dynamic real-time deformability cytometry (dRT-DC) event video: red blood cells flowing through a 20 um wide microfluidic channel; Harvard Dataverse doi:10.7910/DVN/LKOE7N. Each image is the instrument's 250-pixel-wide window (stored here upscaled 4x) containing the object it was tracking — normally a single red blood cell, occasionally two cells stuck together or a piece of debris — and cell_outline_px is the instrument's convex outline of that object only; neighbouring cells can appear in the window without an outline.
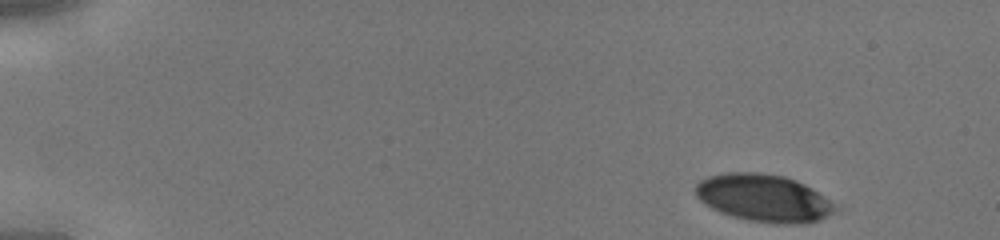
{"species": "human", "species_latin": "Homo sapiens", "temperature_condition": "cold", "stored_images_in_passage": 40, "camera_frame_rate_fps": 3000, "um_per_image_px": 0.085, "donor": {"sex": "male"}, "frame": {"image": 1, "passage_image": 1, "time_ms": 0.0, "image_size_px": [1000, 240], "cell_outline_px": [[832, 212], [820, 220], [804, 224], [772, 224], [748, 220], [732, 216], [720, 212], [704, 204], [696, 196], [696, 184], [700, 180], [708, 176], [728, 172], [760, 172], [784, 176], [796, 180], [812, 188], [824, 196], [832, 204]], "centroid_in_image_um": [64.86, 16.83], "position_along_channel_um": 20.1, "area_um2": 38.49}}
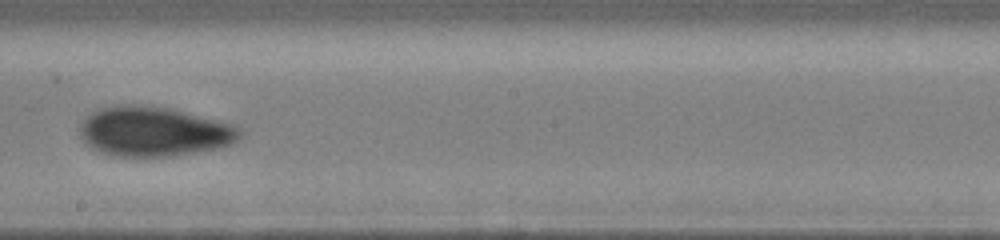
{"frame": {"image": 2, "passage_image": 23, "time_ms": 7.333, "image_size_px": [1000, 240], "cell_outline_px": [[244, 132], [240, 140], [232, 144], [220, 148], [172, 156], [112, 156], [100, 152], [92, 148], [80, 136], [80, 124], [92, 112], [104, 108], [120, 104], [132, 104], [172, 108], [232, 124], [240, 128]], "centroid_in_image_um": [13.13, 11.18], "position_along_channel_um": 235.1, "area_um2": 46.47}}
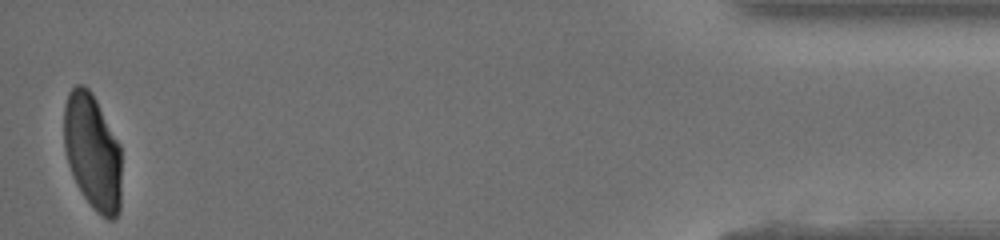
{"frame": {"image": 3, "passage_image": 40, "time_ms": 13.0, "image_size_px": [1000, 240], "cell_outline_px": [[120, 212], [112, 220], [108, 220], [96, 212], [92, 208], [76, 184], [68, 164], [64, 148], [64, 104], [68, 92], [76, 84], [84, 84], [92, 92], [120, 144]], "centroid_in_image_um": [7.85, 12.9], "position_along_channel_um": 427.3, "area_um2": 39.13}}